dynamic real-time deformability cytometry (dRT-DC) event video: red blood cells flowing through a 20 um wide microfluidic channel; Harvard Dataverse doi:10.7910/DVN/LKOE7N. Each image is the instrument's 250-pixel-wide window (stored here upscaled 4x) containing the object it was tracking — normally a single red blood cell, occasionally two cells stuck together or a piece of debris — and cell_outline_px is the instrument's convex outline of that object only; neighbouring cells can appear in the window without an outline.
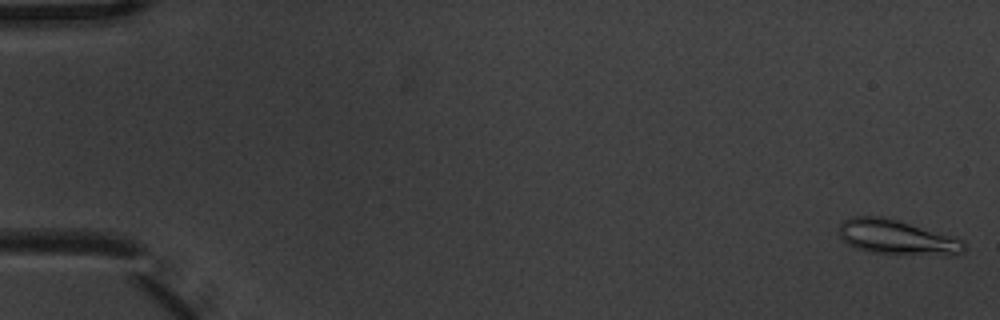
{"species": "common noctule bat (a hibernating species)", "species_latin": "Nyctalus noctula", "temperature_condition": "warm", "stored_images_in_passage": 5, "camera_frame_rate_fps": 3000, "um_per_image_px": 0.085, "animal": {"sex": "male", "body_mass_g": 20.1, "forearm_length_mm": 53.5}, "frame": {"image": 1, "passage_image": 1, "time_ms": 0.0, "image_size_px": [1000, 320], "cell_outline_px": [[964, 252], [952, 256], [868, 252], [856, 248], [848, 244], [840, 236], [840, 220], [852, 216], [884, 216], [964, 240]], "centroid_in_image_um": [76.22, 20.17], "position_along_channel_um": 8.8, "area_um2": 25.32}}
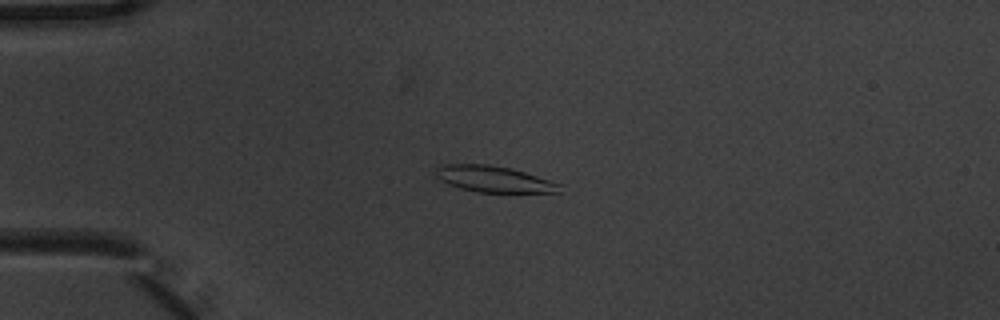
{"frame": {"image": 2, "passage_image": 4, "time_ms": 1.0, "image_size_px": [1000, 320], "cell_outline_px": [[560, 192], [476, 192], [460, 188], [448, 184], [440, 180], [432, 172], [440, 164], [488, 164], [512, 168], [560, 184]], "centroid_in_image_um": [41.88, 15.21], "position_along_channel_um": 43.1, "area_um2": 18.9}}